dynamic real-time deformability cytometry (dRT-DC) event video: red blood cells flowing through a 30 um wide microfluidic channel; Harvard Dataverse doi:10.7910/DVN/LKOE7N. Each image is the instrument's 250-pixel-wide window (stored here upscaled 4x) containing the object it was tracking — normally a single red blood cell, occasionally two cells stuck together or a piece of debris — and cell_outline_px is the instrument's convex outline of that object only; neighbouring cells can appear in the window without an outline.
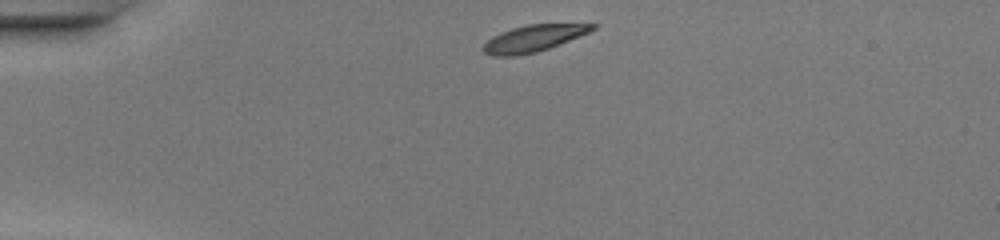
{"species": "common noctule bat (a hibernating species)", "species_latin": "Nyctalus noctula", "temperature_condition": "warm", "stored_images_in_passage": 38, "camera_frame_rate_fps": 3000, "um_per_image_px": 0.085, "animal": {"sex": "female", "body_mass_g": 20.0, "forearm_length_mm": 54.0}, "frame": {"image": 1, "passage_image": 1, "time_ms": 0.0, "image_size_px": [1000, 240], "cell_outline_px": [[596, 28], [588, 32], [548, 48], [536, 52], [516, 56], [492, 56], [484, 52], [480, 48], [492, 36], [500, 32], [512, 28], [528, 24], [596, 24]], "centroid_in_image_um": [45.27, 3.27], "position_along_channel_um": 39.7, "area_um2": 16.7}}
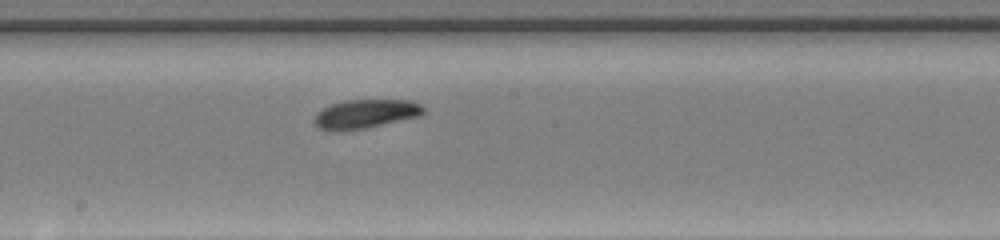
{"frame": {"image": 2, "passage_image": 17, "time_ms": 5.333, "image_size_px": [1000, 240], "cell_outline_px": [[424, 112], [420, 116], [364, 128], [340, 132], [332, 132], [320, 128], [312, 120], [316, 112], [332, 104], [344, 100], [412, 100], [420, 104], [424, 108]], "centroid_in_image_um": [31.03, 9.69], "position_along_channel_um": 217.2, "area_um2": 18.5}}
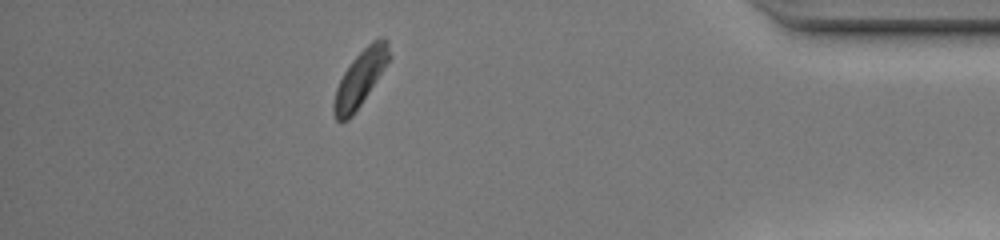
{"frame": {"image": 3, "passage_image": 33, "time_ms": 10.667, "image_size_px": [1000, 240], "cell_outline_px": [[392, 56], [352, 116], [348, 120], [340, 124], [336, 120], [332, 112], [332, 104], [336, 88], [344, 72], [352, 60], [372, 40], [380, 36], [384, 36], [388, 40]], "centroid_in_image_um": [30.61, 6.64], "position_along_channel_um": 404.6, "area_um2": 18.03}, "authors_computed_cell_mechanics": {"area_um2": 18.1492, "velocity_mm_per_s": 4.2235, "shape_relaxation_time_tau1_ms": 2.3314, "shape_relaxation_time_tau2_ms": 7.1797, "deformation_change_tau1": 0.1192, "deformation_change_tau2": 0.1531}}